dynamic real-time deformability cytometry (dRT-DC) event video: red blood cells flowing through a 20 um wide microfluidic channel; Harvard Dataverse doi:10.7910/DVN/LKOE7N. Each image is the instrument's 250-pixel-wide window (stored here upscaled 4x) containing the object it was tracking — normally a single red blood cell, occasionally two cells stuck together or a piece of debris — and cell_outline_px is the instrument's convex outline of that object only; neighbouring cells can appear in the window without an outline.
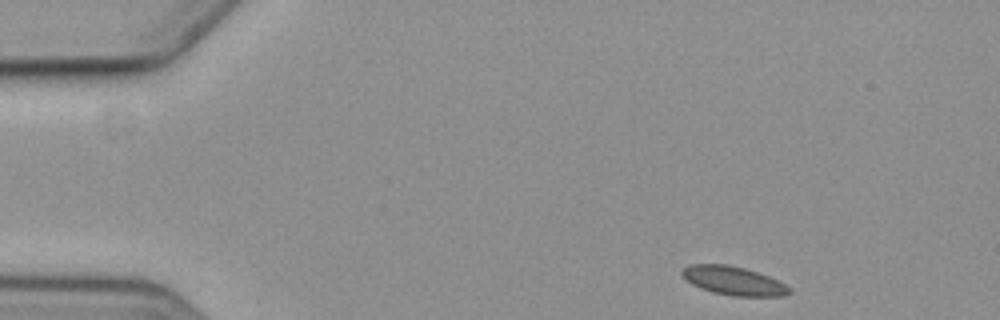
{"species": "common noctule bat (a hibernating species)", "species_latin": "Nyctalus noctula", "temperature_condition": "cold", "stored_images_in_passage": 11, "camera_frame_rate_fps": 3000, "um_per_image_px": 0.085, "animal": {"sex": "female", "body_mass_g": 19.3, "forearm_length_mm": 54.1}, "frame": {"image": 1, "passage_image": 1, "time_ms": 0.0, "image_size_px": [1000, 320], "cell_outline_px": [[792, 292], [784, 296], [732, 296], [712, 292], [700, 288], [692, 284], [680, 272], [688, 264], [728, 264], [744, 268], [768, 276], [792, 288]], "centroid_in_image_um": [62.35, 23.87], "position_along_channel_um": 22.6, "area_um2": 17.86}}